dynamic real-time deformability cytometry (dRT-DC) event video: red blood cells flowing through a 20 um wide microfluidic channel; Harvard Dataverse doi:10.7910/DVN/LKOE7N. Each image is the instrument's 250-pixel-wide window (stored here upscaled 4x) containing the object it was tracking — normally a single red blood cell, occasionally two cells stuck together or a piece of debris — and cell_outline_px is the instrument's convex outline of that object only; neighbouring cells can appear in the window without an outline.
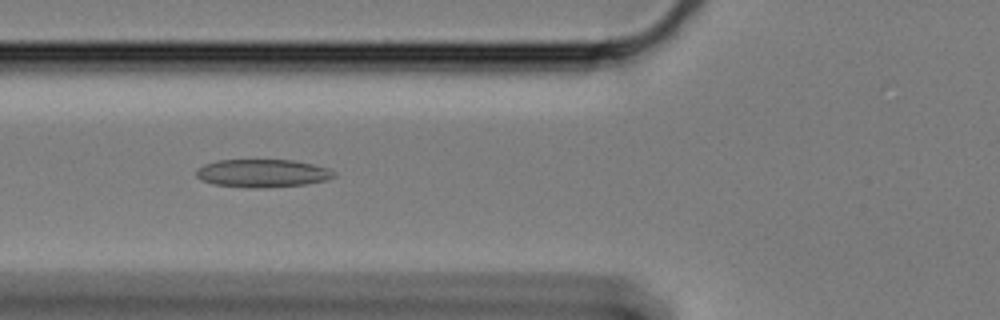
{"species": "Egyptian fruit bat (a non-hibernating species)", "species_latin": "Rousettus aegyptiacus", "temperature_condition": "cold", "stored_images_in_passage": 47, "segment_of_instrument_passage": [1, 2], "camera_frame_rate_fps": 3000, "um_per_image_px": 0.085, "animal": {"sex": "female"}, "frame": {"image": 1, "passage_image": 8, "time_ms": 2.333, "image_size_px": [1000, 320], "cell_outline_px": [[336, 176], [324, 180], [304, 184], [216, 184], [200, 180], [196, 176], [196, 168], [204, 164], [216, 160], [292, 160], [312, 164], [328, 168], [336, 172]], "centroid_in_image_um": [22.3, 14.65], "position_along_channel_um": 103.5, "area_um2": 20.98}}
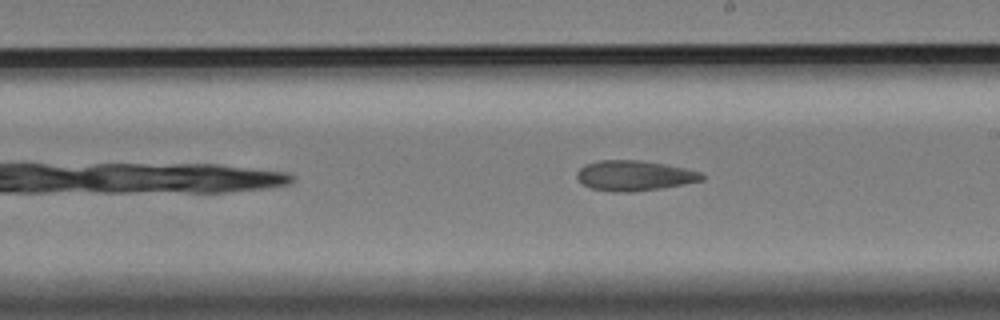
{"frame": {"image": 2, "passage_image": 20, "time_ms": 6.333, "image_size_px": [1000, 320], "cell_outline_px": [[704, 180], [664, 188], [632, 192], [612, 192], [592, 188], [584, 184], [576, 176], [576, 172], [584, 164], [600, 160], [640, 160], [664, 164], [684, 168], [700, 172], [704, 176]], "centroid_in_image_um": [53.92, 14.93], "position_along_channel_um": 235.1, "area_um2": 22.02}}
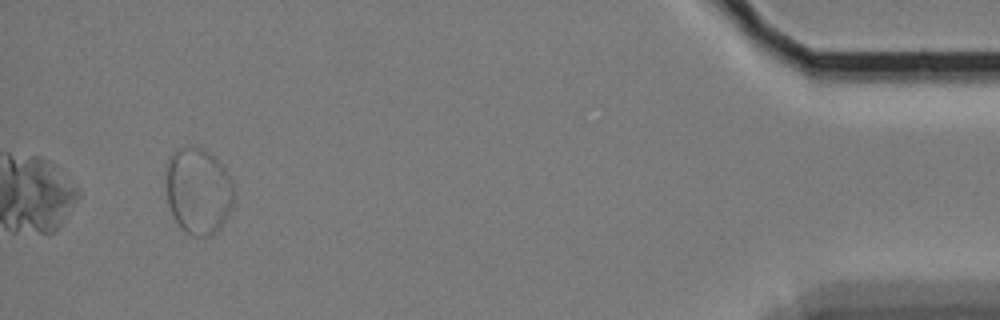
{"frame": {"image": 3, "passage_image": 43, "time_ms": 14.0, "image_size_px": [1000, 320], "cell_outline_px": [[236, 192], [228, 216], [220, 228], [212, 236], [192, 236], [184, 232], [180, 228], [172, 216], [168, 204], [164, 176], [168, 156], [172, 152], [180, 148], [192, 144], [204, 148], [228, 172], [232, 180]], "centroid_in_image_um": [16.83, 16.22], "position_along_channel_um": 418.4, "area_um2": 35.26}}